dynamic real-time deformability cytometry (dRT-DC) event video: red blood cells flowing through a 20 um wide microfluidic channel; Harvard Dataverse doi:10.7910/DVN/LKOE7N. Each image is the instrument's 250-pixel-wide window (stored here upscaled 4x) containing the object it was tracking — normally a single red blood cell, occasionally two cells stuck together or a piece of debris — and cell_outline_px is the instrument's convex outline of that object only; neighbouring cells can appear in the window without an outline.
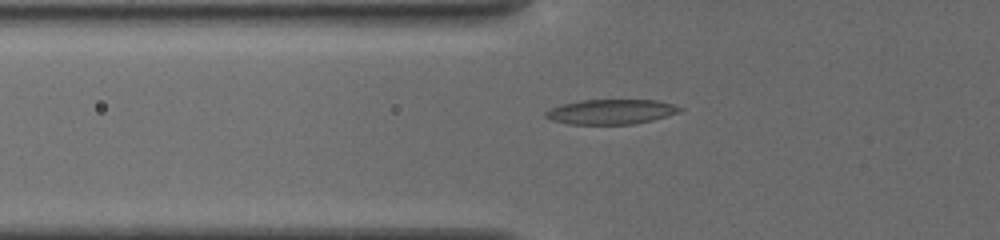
{"species": "common noctule bat (a hibernating species)", "species_latin": "Nyctalus noctula", "temperature_condition": "cold", "stored_images_in_passage": 6, "camera_frame_rate_fps": 3000, "um_per_image_px": 0.085, "animal": {"sex": "female", "body_mass_g": 19.5, "forearm_length_mm": 54.1}, "frame": {"image": 1, "passage_image": 5, "time_ms": 3.0, "image_size_px": [1000, 240], "cell_outline_px": [[684, 108], [680, 112], [652, 120], [632, 124], [568, 124], [552, 120], [544, 116], [544, 112], [552, 108], [564, 104], [580, 100], [656, 100], [672, 104]], "centroid_in_image_um": [51.94, 9.5], "position_along_channel_um": 73.9, "area_um2": 19.31}}